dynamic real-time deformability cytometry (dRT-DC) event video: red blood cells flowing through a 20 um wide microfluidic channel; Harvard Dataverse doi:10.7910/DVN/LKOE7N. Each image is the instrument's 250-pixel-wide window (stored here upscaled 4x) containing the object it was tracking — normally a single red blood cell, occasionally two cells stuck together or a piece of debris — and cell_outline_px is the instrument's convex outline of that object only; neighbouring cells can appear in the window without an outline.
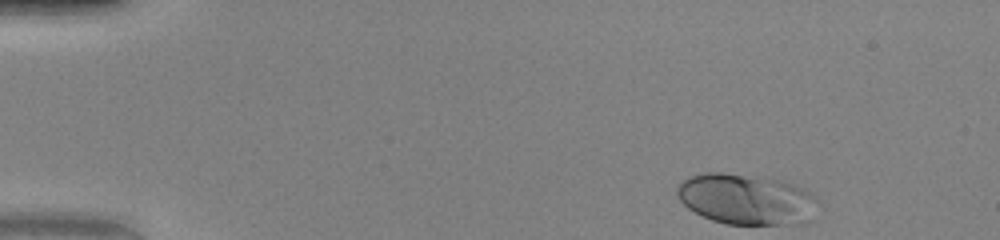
{"species": "human", "species_latin": "Homo sapiens", "temperature_condition": "warm", "stored_images_in_passage": 45, "camera_frame_rate_fps": 3000, "um_per_image_px": 0.085, "donor": {"sex": "female"}, "frame": {"image": 1, "passage_image": 1, "time_ms": 0.0, "image_size_px": [1000, 240], "cell_outline_px": [[816, 200], [808, 224], [724, 224], [712, 220], [688, 208], [680, 200], [676, 192], [676, 188], [688, 176], [708, 172], [720, 172], [764, 176], [784, 180], [804, 188], [812, 192], [816, 196]], "centroid_in_image_um": [63.45, 16.91], "position_along_channel_um": 21.5, "area_um2": 41.96}}
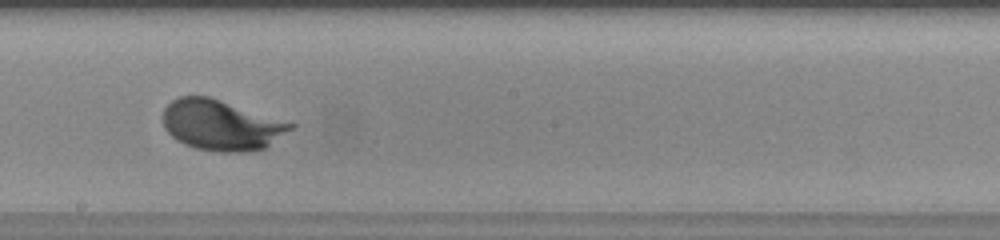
{"frame": {"image": 2, "passage_image": 24, "time_ms": 7.667, "image_size_px": [1000, 240], "cell_outline_px": [[296, 124], [292, 128], [264, 148], [244, 152], [220, 152], [196, 148], [184, 144], [176, 140], [164, 128], [164, 108], [172, 100], [180, 96], [208, 96]], "centroid_in_image_um": [18.77, 10.63], "position_along_channel_um": 229.4, "area_um2": 37.05}}
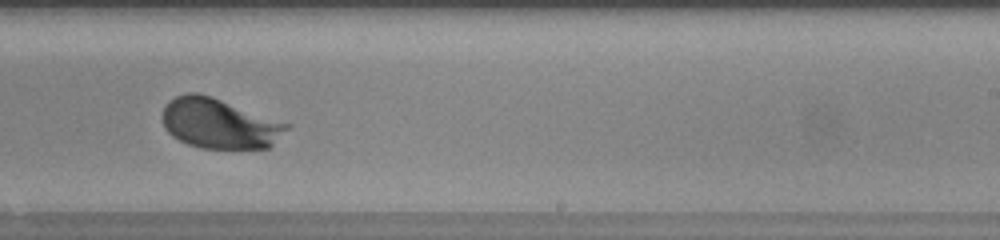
{"frame": {"image": 3, "passage_image": 27, "time_ms": 8.667, "image_size_px": [1000, 240], "cell_outline_px": [[292, 124], [268, 148], [200, 148], [188, 144], [172, 136], [164, 128], [164, 108], [168, 100], [176, 96], [188, 92], [196, 92], [212, 96]], "centroid_in_image_um": [18.65, 10.48], "position_along_channel_um": 270.4, "area_um2": 36.18}, "authors_computed_cell_mechanics": {"area_um2": 35.8938, "velocity_mm_per_s": 4.097, "shape_relaxation_time_tau1_ms": 1.9815, "shape_relaxation_time_tau2_ms": null, "deformation_change_tau1": 0.15, "deformation_change_tau2": null}}